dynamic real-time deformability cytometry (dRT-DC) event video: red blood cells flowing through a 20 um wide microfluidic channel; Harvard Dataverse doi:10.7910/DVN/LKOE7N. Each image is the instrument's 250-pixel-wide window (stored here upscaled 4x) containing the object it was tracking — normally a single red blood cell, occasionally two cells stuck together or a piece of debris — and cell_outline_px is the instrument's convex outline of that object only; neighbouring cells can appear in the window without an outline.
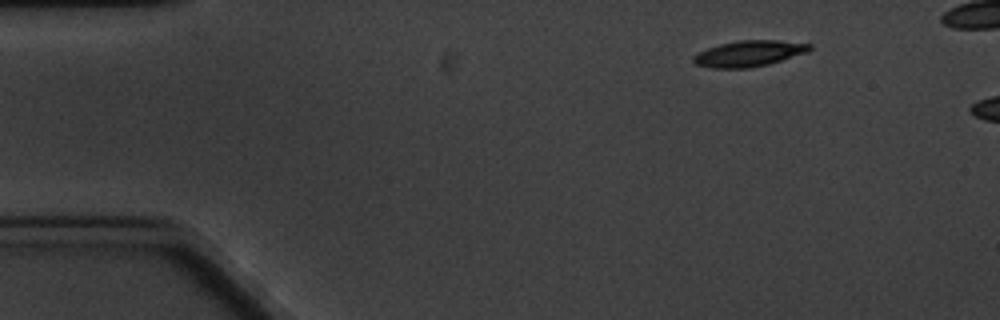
{"species": "common noctule bat (a hibernating species)", "species_latin": "Nyctalus noctula", "temperature_condition": "cold", "stored_images_in_passage": 3, "camera_frame_rate_fps": 3000, "um_per_image_px": 0.085, "animal": {"sex": "male", "body_mass_g": 20.1, "forearm_length_mm": 53.5}, "frame": {"image": 1, "passage_image": 1, "time_ms": 0.0, "image_size_px": [1000, 320], "cell_outline_px": [[812, 48], [808, 52], [768, 64], [748, 68], [712, 68], [696, 64], [692, 60], [692, 56], [708, 48], [720, 44], [740, 40], [776, 40], [812, 44]], "centroid_in_image_um": [63.67, 4.55], "position_along_channel_um": 21.3, "area_um2": 17.46}}